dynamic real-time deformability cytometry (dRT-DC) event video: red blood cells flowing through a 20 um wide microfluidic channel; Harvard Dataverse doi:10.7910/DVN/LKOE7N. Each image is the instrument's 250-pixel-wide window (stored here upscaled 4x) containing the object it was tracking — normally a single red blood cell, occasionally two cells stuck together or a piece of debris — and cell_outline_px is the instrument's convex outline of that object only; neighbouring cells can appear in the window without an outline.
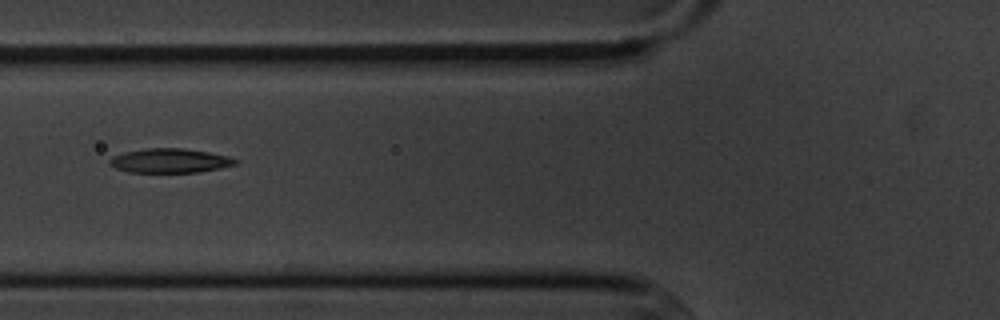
{"species": "common noctule bat (a hibernating species)", "species_latin": "Nyctalus noctula", "temperature_condition": "cold", "stored_images_in_passage": 8, "camera_frame_rate_fps": 3000, "um_per_image_px": 0.085, "animal": {"sex": "male", "body_mass_g": 20.1, "forearm_length_mm": 53.5}, "frame": {"image": 1, "passage_image": 6, "time_ms": 6.667, "image_size_px": [1000, 320], "cell_outline_px": [[240, 160], [236, 164], [220, 168], [196, 172], [128, 172], [116, 168], [108, 164], [108, 160], [112, 156], [124, 152], [144, 148], [184, 148], [208, 152], [228, 156]], "centroid_in_image_um": [14.42, 13.65], "position_along_channel_um": 111.4, "area_um2": 17.86}}
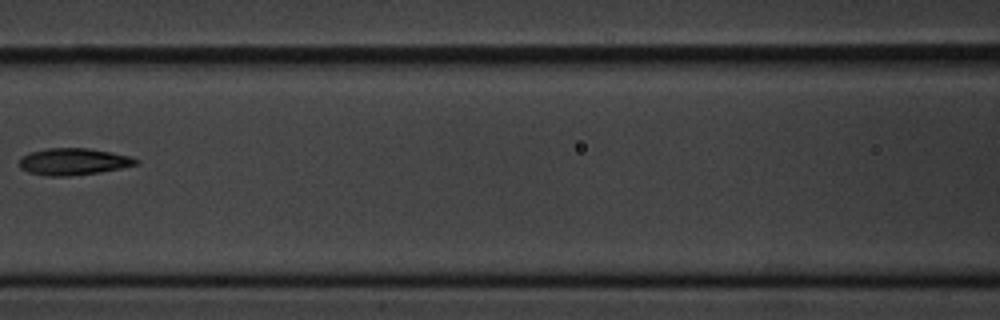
{"frame": {"image": 2, "passage_image": 7, "time_ms": 8.0, "image_size_px": [1000, 320], "cell_outline_px": [[140, 164], [100, 172], [68, 176], [48, 176], [28, 172], [20, 168], [20, 156], [44, 148], [88, 148], [112, 152], [132, 156], [140, 160]], "centroid_in_image_um": [6.27, 13.73], "position_along_channel_um": 160.3, "area_um2": 18.38}}
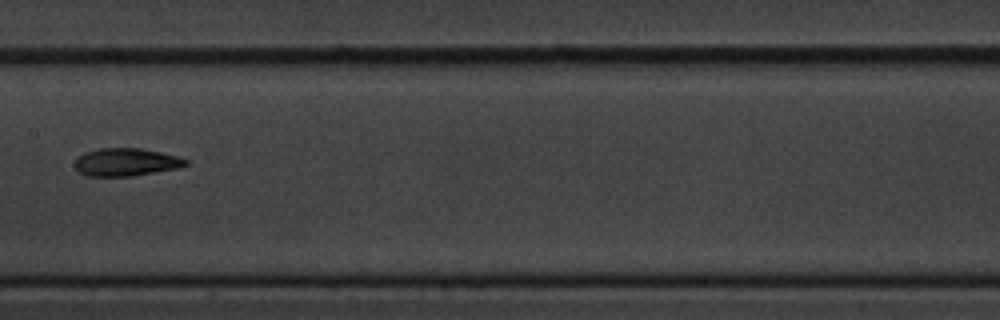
{"frame": {"image": 3, "passage_image": 8, "time_ms": 9.0, "image_size_px": [1000, 320], "cell_outline_px": [[188, 164], [180, 168], [132, 176], [88, 176], [80, 172], [72, 164], [84, 152], [100, 148], [140, 148], [160, 152], [176, 156], [188, 160]], "centroid_in_image_um": [10.71, 13.78], "position_along_channel_um": 196.7, "area_um2": 17.98}}